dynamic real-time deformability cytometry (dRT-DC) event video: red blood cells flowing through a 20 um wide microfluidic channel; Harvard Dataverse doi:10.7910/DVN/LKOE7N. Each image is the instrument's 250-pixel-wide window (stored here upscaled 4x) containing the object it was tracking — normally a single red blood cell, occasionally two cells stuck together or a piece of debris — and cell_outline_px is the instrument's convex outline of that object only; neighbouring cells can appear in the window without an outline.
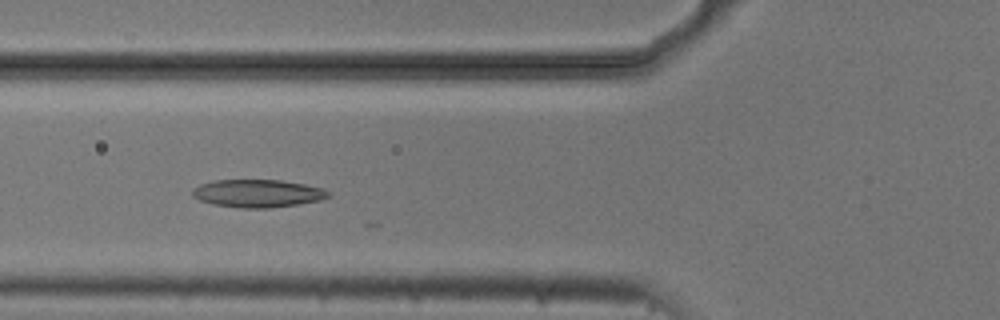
{"species": "common noctule bat (a hibernating species)", "species_latin": "Nyctalus noctula", "temperature_condition": "cold", "stored_images_in_passage": 5, "camera_frame_rate_fps": 3000, "um_per_image_px": 0.085, "animal": {"sex": "male", "body_mass_g": 20.5, "forearm_length_mm": 52.5}, "frame": {"image": 1, "passage_image": 4, "time_ms": 1.0, "image_size_px": [1000, 320], "cell_outline_px": [[328, 196], [320, 200], [296, 204], [268, 208], [240, 208], [212, 204], [200, 200], [192, 196], [192, 188], [200, 184], [216, 180], [280, 180], [304, 184], [320, 188], [328, 192]], "centroid_in_image_um": [21.83, 16.44], "position_along_channel_um": 104.0, "area_um2": 21.79}}
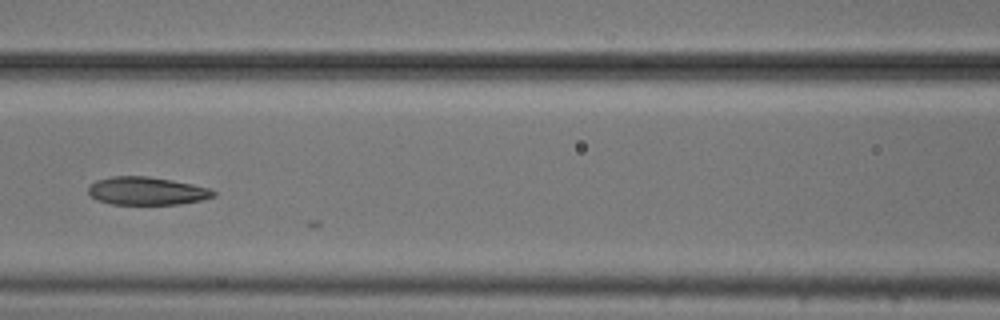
{"frame": {"image": 2, "passage_image": 5, "time_ms": 1.333, "image_size_px": [1000, 320], "cell_outline_px": [[216, 196], [204, 200], [180, 204], [112, 204], [96, 200], [88, 192], [88, 188], [96, 180], [112, 176], [148, 176], [172, 180], [192, 184], [208, 188], [216, 192]], "centroid_in_image_um": [12.5, 16.23], "position_along_channel_um": 154.1, "area_um2": 20.46}}